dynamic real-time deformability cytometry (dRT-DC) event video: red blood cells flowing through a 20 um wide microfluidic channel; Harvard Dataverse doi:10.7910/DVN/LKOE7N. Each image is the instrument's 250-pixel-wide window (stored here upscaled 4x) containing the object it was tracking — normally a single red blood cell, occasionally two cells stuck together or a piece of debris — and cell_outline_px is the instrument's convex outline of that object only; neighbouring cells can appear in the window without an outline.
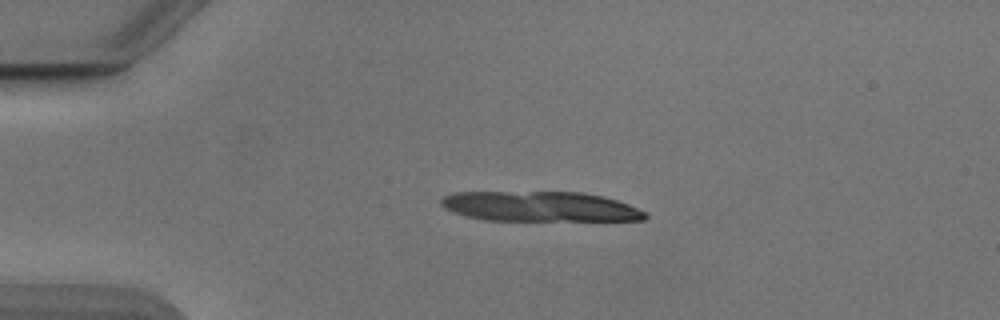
{"species": "Egyptian fruit bat (a non-hibernating species)", "species_latin": "Rousettus aegyptiacus", "temperature_condition": "cold", "stored_images_in_passage": 20, "camera_frame_rate_fps": 3000, "um_per_image_px": 0.085, "animal": {"sex": "male"}, "frame": {"image": 1, "passage_image": 12, "time_ms": 3.667, "image_size_px": [1000, 320], "cell_outline_px": [[648, 216], [644, 220], [484, 220], [468, 216], [456, 212], [440, 204], [440, 200], [444, 196], [456, 192], [584, 192], [604, 196], [628, 204], [644, 212]], "centroid_in_image_um": [45.92, 17.54], "position_along_channel_um": 39.1, "area_um2": 35.37}}